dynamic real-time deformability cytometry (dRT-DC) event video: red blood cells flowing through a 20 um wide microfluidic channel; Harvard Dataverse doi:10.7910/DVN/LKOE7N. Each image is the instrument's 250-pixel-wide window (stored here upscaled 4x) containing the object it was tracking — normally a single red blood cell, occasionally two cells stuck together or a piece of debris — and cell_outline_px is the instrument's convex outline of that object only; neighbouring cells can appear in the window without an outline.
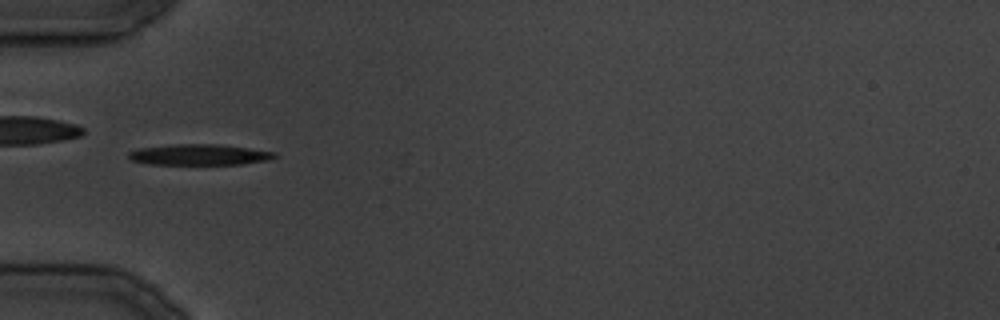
{"species": "common noctule bat (a hibernating species)", "species_latin": "Nyctalus noctula", "temperature_condition": "cold", "stored_images_in_passage": 9, "camera_frame_rate_fps": 3000, "um_per_image_px": 0.085, "animal": {"sex": "male", "body_mass_g": 19.5, "forearm_length_mm": 54.6}, "frame": {"image": 1, "passage_image": 6, "time_ms": 5.667, "image_size_px": [1000, 320], "cell_outline_px": [[280, 156], [272, 160], [240, 164], [148, 164], [132, 160], [128, 156], [128, 152], [140, 148], [176, 144], [216, 144], [248, 148], [276, 152]], "centroid_in_image_um": [17.01, 13.15], "position_along_channel_um": 68.0, "area_um2": 17.74}}